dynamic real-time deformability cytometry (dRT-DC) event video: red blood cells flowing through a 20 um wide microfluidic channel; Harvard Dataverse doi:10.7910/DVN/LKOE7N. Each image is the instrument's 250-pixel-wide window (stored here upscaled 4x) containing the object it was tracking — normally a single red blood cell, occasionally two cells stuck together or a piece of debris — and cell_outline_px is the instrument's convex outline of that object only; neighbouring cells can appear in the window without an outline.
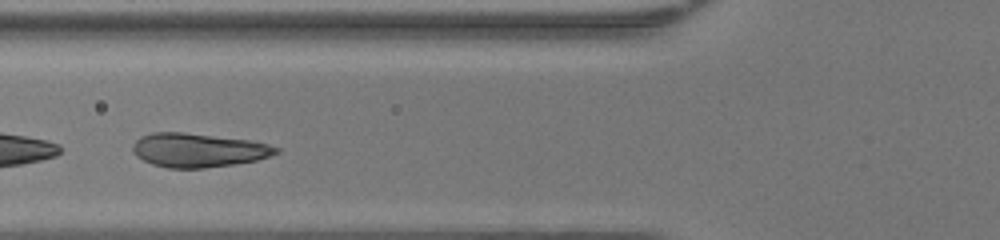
{"species": "human", "species_latin": "Homo sapiens", "temperature_condition": "warm", "stored_images_in_passage": 31, "camera_frame_rate_fps": 3000, "um_per_image_px": 0.085, "donor": {"sex": "female"}, "frame": {"image": 1, "passage_image": 10, "time_ms": 3.0, "image_size_px": [1000, 240], "cell_outline_px": [[280, 152], [256, 160], [232, 164], [204, 168], [168, 168], [152, 164], [136, 156], [132, 148], [132, 144], [140, 136], [152, 132], [184, 132], [252, 140], [268, 144], [280, 148]], "centroid_in_image_um": [16.84, 12.75], "position_along_channel_um": 109.0, "area_um2": 28.38}}
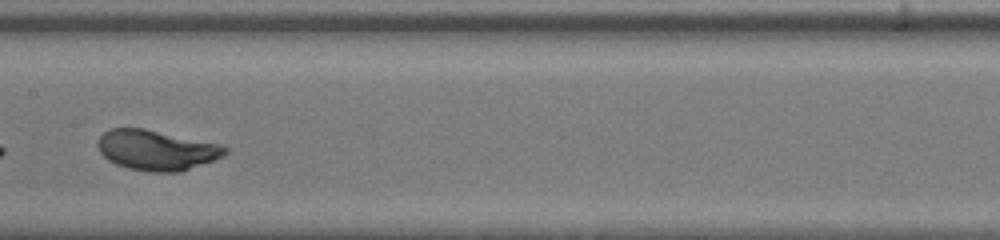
{"frame": {"image": 2, "passage_image": 16, "time_ms": 5.0, "image_size_px": [1000, 240], "cell_outline_px": [[228, 152], [224, 156], [180, 172], [152, 172], [128, 168], [116, 164], [108, 160], [100, 152], [96, 144], [100, 136], [104, 132], [112, 128], [144, 128], [220, 144], [228, 148]], "centroid_in_image_um": [13.3, 12.76], "position_along_channel_um": 194.1, "area_um2": 29.77}}
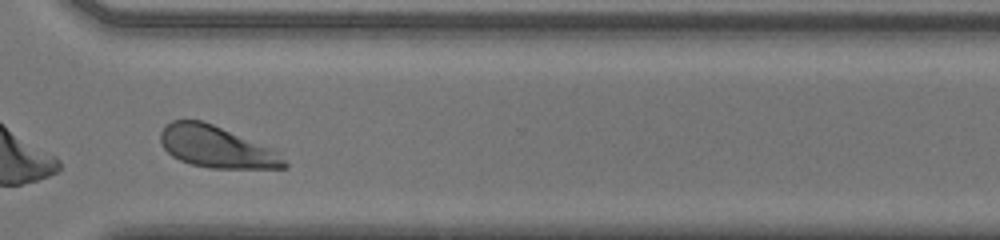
{"frame": {"image": 3, "passage_image": 27, "time_ms": 8.667, "image_size_px": [1000, 240], "cell_outline_px": [[288, 164], [284, 168], [208, 168], [192, 164], [180, 160], [172, 156], [160, 144], [160, 132], [172, 120], [200, 120], [212, 124], [280, 148]], "centroid_in_image_um": [18.52, 12.49], "position_along_channel_um": 352.1, "area_um2": 30.81}, "authors_computed_cell_mechanics": {"area_um2": 29.8826, "velocity_mm_per_s": 4.2847, "shape_relaxation_time_tau1_ms": 1.3017, "shape_relaxation_time_tau2_ms": null, "deformation_change_tau1": 0.1416, "deformation_change_tau2": null}}